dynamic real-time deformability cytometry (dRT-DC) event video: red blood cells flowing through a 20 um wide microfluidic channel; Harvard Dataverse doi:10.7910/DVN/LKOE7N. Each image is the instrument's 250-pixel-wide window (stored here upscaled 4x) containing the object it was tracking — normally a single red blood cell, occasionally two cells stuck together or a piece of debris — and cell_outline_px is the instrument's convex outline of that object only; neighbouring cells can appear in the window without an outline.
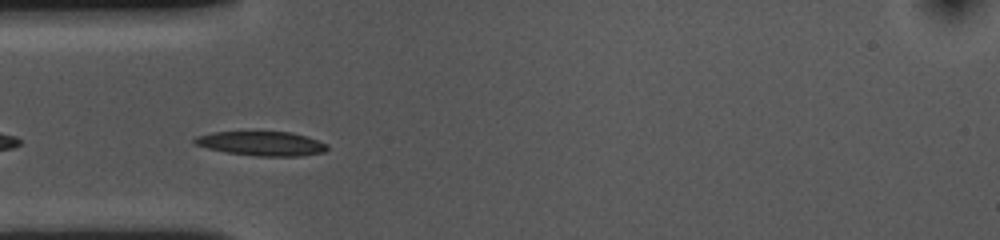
{"species": "common noctule bat (a hibernating species)", "species_latin": "Nyctalus noctula", "temperature_condition": "cold", "stored_images_in_passage": 28, "camera_frame_rate_fps": 3000, "um_per_image_px": 0.085, "animal": {"sex": "female", "body_mass_g": 10.0, "forearm_length_mm": 53.1}, "frame": {"image": 1, "passage_image": 3, "time_ms": 0.667, "image_size_px": [1000, 240], "cell_outline_px": [[328, 148], [324, 152], [300, 156], [256, 156], [228, 152], [208, 148], [192, 144], [192, 140], [196, 136], [212, 132], [292, 132], [308, 136], [328, 144]], "centroid_in_image_um": [22.24, 12.2], "position_along_channel_um": 62.8, "area_um2": 18.84}}
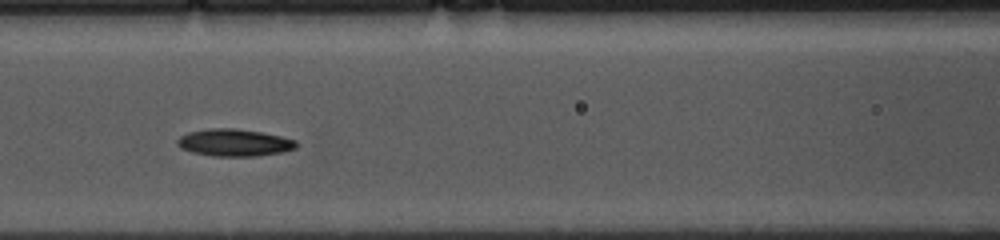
{"frame": {"image": 2, "passage_image": 10, "time_ms": 3.0, "image_size_px": [1000, 240], "cell_outline_px": [[296, 148], [280, 152], [256, 156], [212, 156], [192, 152], [180, 148], [176, 144], [176, 140], [180, 136], [188, 132], [212, 128], [236, 128], [260, 132], [280, 136], [296, 140]], "centroid_in_image_um": [19.87, 12.12], "position_along_channel_um": 146.7, "area_um2": 18.79}}
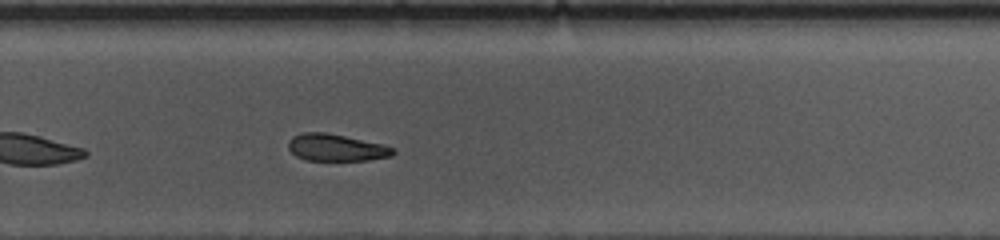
{"frame": {"image": 3, "passage_image": 23, "time_ms": 7.333, "image_size_px": [1000, 240], "cell_outline_px": [[396, 152], [392, 156], [368, 160], [304, 160], [296, 156], [288, 148], [288, 140], [292, 136], [304, 132], [328, 132], [384, 144], [396, 148]], "centroid_in_image_um": [28.6, 12.53], "position_along_channel_um": 301.2, "area_um2": 16.76}, "authors_computed_cell_mechanics": {"area_um2": 18.2937, "velocity_mm_per_s": 3.5727, "shape_relaxation_time_tau1_ms": 4.6133, "shape_relaxation_time_tau2_ms": null, "deformation_change_tau1": 0.1075, "deformation_change_tau2": null}}